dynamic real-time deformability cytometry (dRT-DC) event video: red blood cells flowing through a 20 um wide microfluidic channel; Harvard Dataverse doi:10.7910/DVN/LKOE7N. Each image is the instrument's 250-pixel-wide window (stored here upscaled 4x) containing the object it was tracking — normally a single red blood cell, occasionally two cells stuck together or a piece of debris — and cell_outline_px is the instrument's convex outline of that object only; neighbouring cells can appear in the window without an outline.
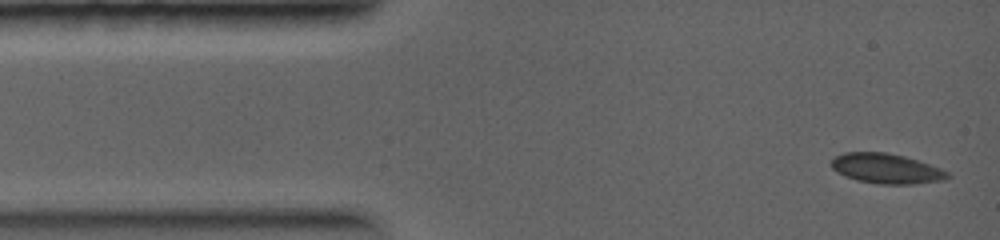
{"species": "common noctule bat (a hibernating species)", "species_latin": "Nyctalus noctula", "temperature_condition": "warm", "stored_images_in_passage": 14, "camera_frame_rate_fps": 5000, "um_per_image_px": 0.085, "animal": {"sex": "female", "body_mass_g": 19.0, "forearm_length_mm": 56.7}, "frame": {"image": 1, "passage_image": 1, "time_ms": 0.0, "image_size_px": [1000, 240], "cell_outline_px": [[952, 176], [944, 180], [912, 184], [880, 184], [856, 180], [844, 176], [836, 172], [832, 168], [832, 160], [836, 156], [844, 152], [888, 152], [904, 156], [940, 168], [948, 172]], "centroid_in_image_um": [75.33, 14.33], "position_along_channel_um": 9.7, "area_um2": 20.29}}
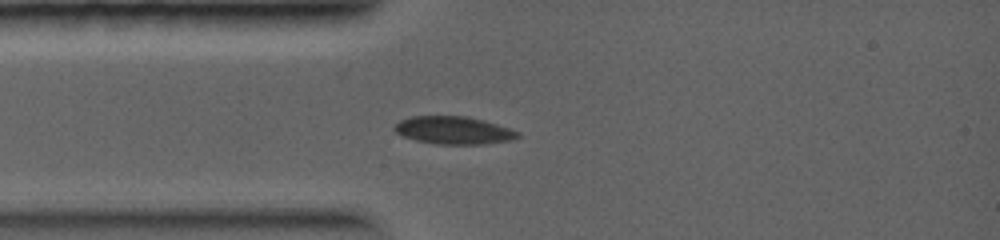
{"frame": {"image": 2, "passage_image": 6, "time_ms": 2.0, "image_size_px": [1000, 240], "cell_outline_px": [[520, 136], [512, 140], [484, 144], [436, 144], [416, 140], [404, 136], [396, 132], [392, 128], [400, 120], [412, 116], [468, 116], [484, 120], [520, 132]], "centroid_in_image_um": [38.57, 11.07], "position_along_channel_um": 46.4, "area_um2": 19.88}}
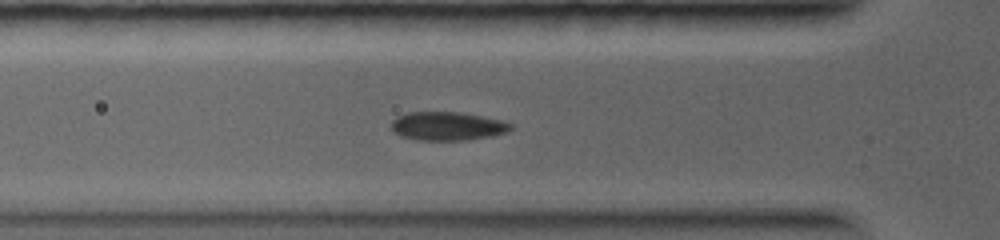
{"frame": {"image": 3, "passage_image": 8, "time_ms": 2.8, "image_size_px": [1000, 240], "cell_outline_px": [[512, 128], [508, 132], [492, 136], [468, 140], [416, 140], [400, 136], [392, 132], [392, 120], [396, 116], [408, 112], [460, 112], [500, 120], [512, 124]], "centroid_in_image_um": [38.0, 10.73], "position_along_channel_um": 87.8, "area_um2": 20.0}}